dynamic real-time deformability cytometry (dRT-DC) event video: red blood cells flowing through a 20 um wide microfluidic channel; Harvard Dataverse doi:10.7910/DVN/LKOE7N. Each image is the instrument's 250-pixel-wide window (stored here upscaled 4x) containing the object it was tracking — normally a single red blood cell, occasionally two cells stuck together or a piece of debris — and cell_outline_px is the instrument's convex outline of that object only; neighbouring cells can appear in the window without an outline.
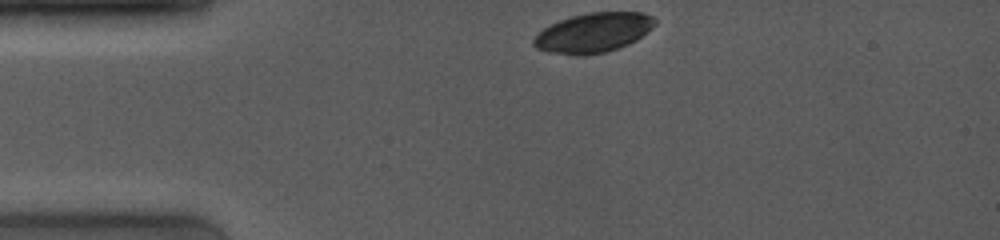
{"species": "common noctule bat (a hibernating species)", "species_latin": "Nyctalus noctula", "temperature_condition": "room temperature", "stored_images_in_passage": 8, "camera_frame_rate_fps": 4000, "um_per_image_px": 0.085, "animal": {"sex": "female", "body_mass_g": 19.0, "forearm_length_mm": 53.3}, "frame": {"image": 1, "passage_image": 1, "time_ms": 0.0, "image_size_px": [1000, 240], "cell_outline_px": [[656, 24], [652, 28], [636, 40], [628, 44], [604, 52], [552, 52], [536, 48], [532, 44], [532, 40], [544, 28], [560, 20], [572, 16], [588, 12], [644, 12], [652, 16], [656, 20]], "centroid_in_image_um": [50.49, 2.72], "position_along_channel_um": 34.5, "area_um2": 26.99}}